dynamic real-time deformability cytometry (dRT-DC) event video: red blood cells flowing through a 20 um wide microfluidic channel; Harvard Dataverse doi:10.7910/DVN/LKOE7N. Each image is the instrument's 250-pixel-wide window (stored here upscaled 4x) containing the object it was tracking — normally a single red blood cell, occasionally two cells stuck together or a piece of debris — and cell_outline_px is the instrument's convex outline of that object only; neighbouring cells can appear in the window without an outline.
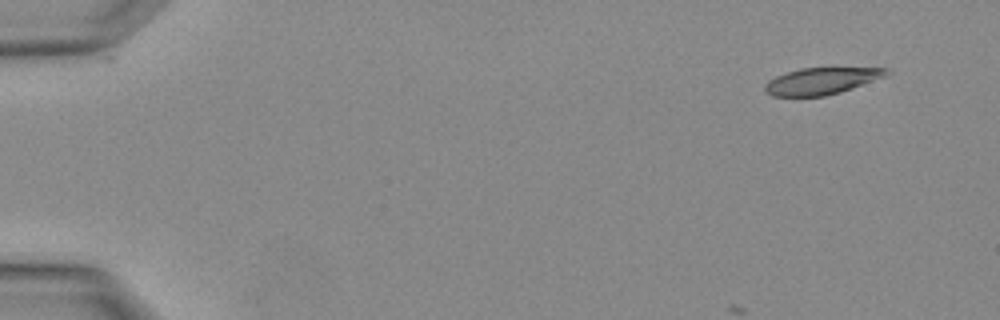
{"species": "Egyptian fruit bat (a non-hibernating species)", "species_latin": "Rousettus aegyptiacus", "temperature_condition": "warm", "stored_images_in_passage": 4, "camera_frame_rate_fps": 3000, "um_per_image_px": 0.085, "animal": {"sex": "female"}, "frame": {"image": 1, "passage_image": 1, "time_ms": 0.0, "image_size_px": [1000, 320], "cell_outline_px": [[892, 72], [884, 76], [852, 88], [840, 92], [824, 96], [772, 96], [764, 92], [764, 84], [768, 80], [776, 76], [800, 68], [888, 68]], "centroid_in_image_um": [69.78, 6.89], "position_along_channel_um": 15.2, "area_um2": 18.79}}
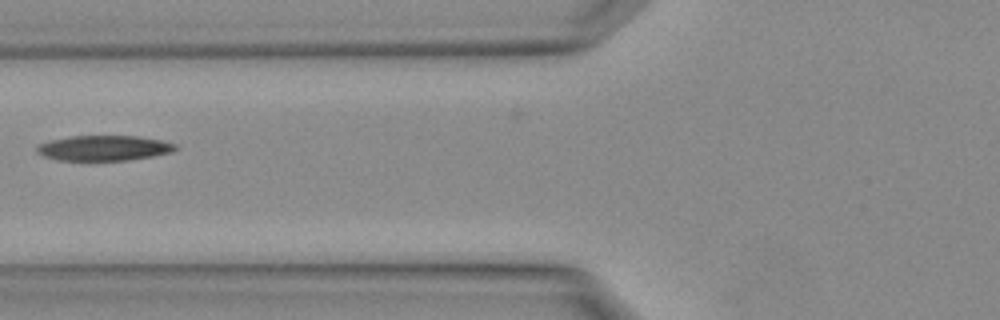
{"frame": {"image": 2, "passage_image": 4, "time_ms": 1.0, "image_size_px": [1000, 320], "cell_outline_px": [[176, 148], [168, 152], [152, 156], [124, 160], [56, 160], [44, 156], [36, 152], [36, 144], [52, 140], [72, 136], [136, 136], [160, 140], [176, 144]], "centroid_in_image_um": [8.75, 12.58], "position_along_channel_um": 117.0, "area_um2": 20.06}}